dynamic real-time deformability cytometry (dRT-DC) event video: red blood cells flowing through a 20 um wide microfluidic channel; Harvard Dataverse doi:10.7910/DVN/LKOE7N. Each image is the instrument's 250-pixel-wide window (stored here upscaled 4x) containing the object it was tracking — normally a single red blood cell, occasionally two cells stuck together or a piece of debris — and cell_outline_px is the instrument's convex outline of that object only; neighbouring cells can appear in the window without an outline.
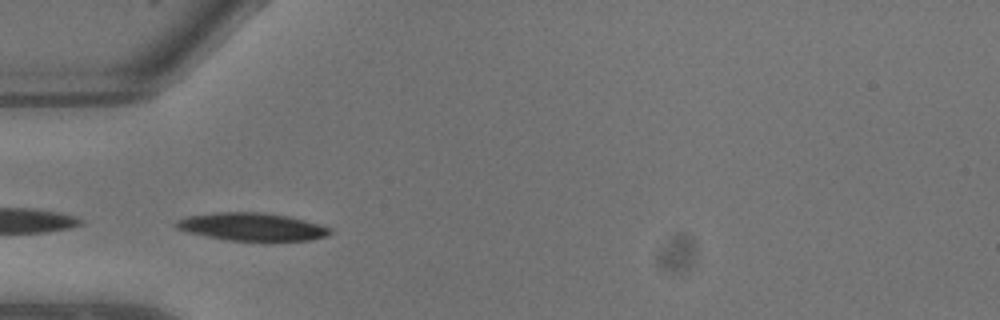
{"species": "common noctule bat (a hibernating species)", "species_latin": "Nyctalus noctula", "temperature_condition": "warm", "stored_images_in_passage": 7, "camera_frame_rate_fps": 3000, "um_per_image_px": 0.085, "animal": {"sex": "male", "body_mass_g": 13.3}, "frame": {"image": 1, "passage_image": 5, "time_ms": 1.333, "image_size_px": [1000, 320], "cell_outline_px": [[332, 232], [328, 236], [312, 240], [228, 240], [188, 232], [176, 228], [172, 224], [176, 220], [188, 216], [212, 212], [264, 212], [288, 216], [320, 224], [332, 228]], "centroid_in_image_um": [21.42, 19.26], "position_along_channel_um": 63.6, "area_um2": 24.97}}